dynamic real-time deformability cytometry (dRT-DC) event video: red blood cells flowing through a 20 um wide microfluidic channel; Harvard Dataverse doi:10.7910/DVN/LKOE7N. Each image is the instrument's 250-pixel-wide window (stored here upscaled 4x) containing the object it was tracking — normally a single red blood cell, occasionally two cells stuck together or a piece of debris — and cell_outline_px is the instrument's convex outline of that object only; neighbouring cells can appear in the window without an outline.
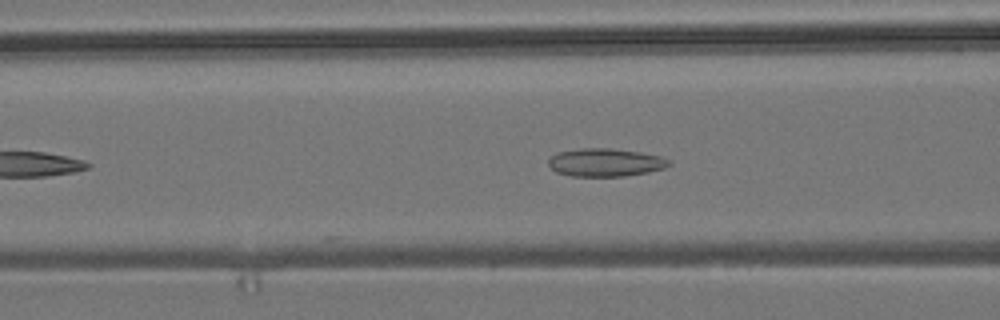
{"species": "common noctule bat (a hibernating species)", "species_latin": "Nyctalus noctula", "temperature_condition": "room temperature", "stored_images_in_passage": 38, "camera_frame_rate_fps": 3000, "um_per_image_px": 0.085, "animal": {"sex": "male", "body_mass_g": 19.2, "forearm_length_mm": 51.8}, "frame": {"image": 1, "passage_image": 4, "time_ms": 1.0, "image_size_px": [1000, 320], "cell_outline_px": [[672, 164], [664, 168], [648, 172], [624, 176], [572, 176], [556, 172], [548, 164], [548, 160], [556, 152], [580, 148], [612, 148], [640, 152], [660, 156], [668, 160]], "centroid_in_image_um": [51.44, 13.8], "position_along_channel_um": 115.2, "area_um2": 19.71}}
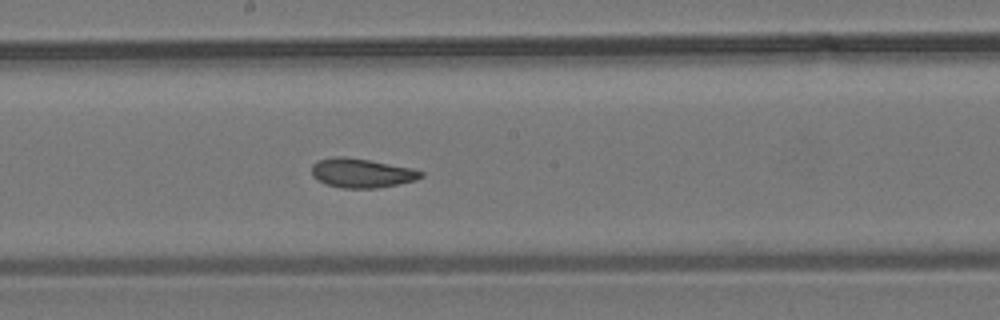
{"frame": {"image": 2, "passage_image": 12, "time_ms": 3.667, "image_size_px": [1000, 320], "cell_outline_px": [[424, 176], [416, 180], [376, 188], [340, 188], [324, 184], [316, 180], [312, 176], [312, 164], [316, 160], [336, 156], [344, 156], [368, 160], [412, 168], [424, 172]], "centroid_in_image_um": [30.69, 14.71], "position_along_channel_um": 217.5, "area_um2": 18.73}}
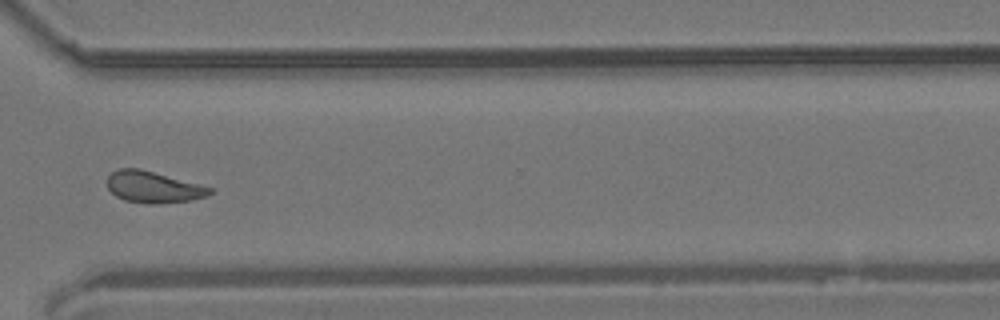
{"frame": {"image": 3, "passage_image": 23, "time_ms": 7.333, "image_size_px": [1000, 320], "cell_outline_px": [[212, 192], [208, 196], [192, 200], [124, 200], [116, 196], [108, 188], [108, 176], [112, 172], [120, 168], [140, 168], [212, 188]], "centroid_in_image_um": [13.01, 15.83], "position_along_channel_um": 357.6, "area_um2": 17.57}}